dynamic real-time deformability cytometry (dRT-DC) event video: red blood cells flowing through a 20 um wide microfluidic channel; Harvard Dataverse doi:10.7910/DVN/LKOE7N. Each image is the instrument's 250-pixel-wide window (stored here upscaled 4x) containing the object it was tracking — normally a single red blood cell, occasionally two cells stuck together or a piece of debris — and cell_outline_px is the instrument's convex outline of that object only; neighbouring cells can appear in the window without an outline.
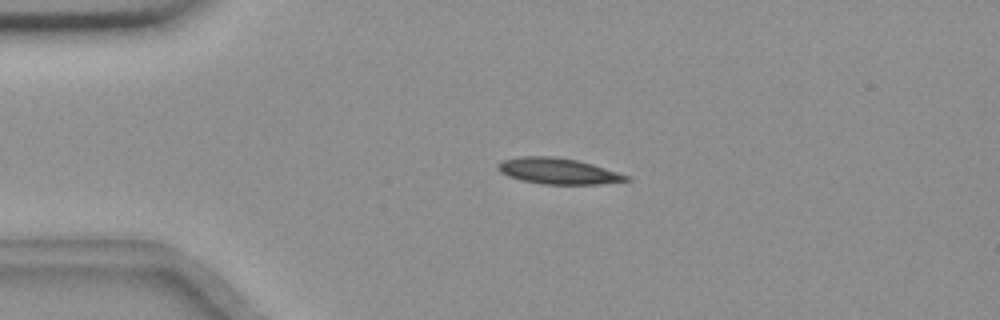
{"species": "common noctule bat (a hibernating species)", "species_latin": "Nyctalus noctula", "temperature_condition": "room temperature", "stored_images_in_passage": 2, "camera_frame_rate_fps": 3000, "um_per_image_px": 0.085, "animal": {"sex": "female", "body_mass_g": 18.4}, "frame": {"image": 1, "passage_image": 1, "time_ms": 0.0, "image_size_px": [1000, 320], "cell_outline_px": [[632, 180], [596, 184], [544, 184], [520, 180], [508, 176], [500, 172], [496, 168], [496, 164], [504, 160], [520, 156], [556, 156], [576, 160], [592, 164], [628, 176]], "centroid_in_image_um": [47.37, 14.53], "position_along_channel_um": 37.6, "area_um2": 19.31}}